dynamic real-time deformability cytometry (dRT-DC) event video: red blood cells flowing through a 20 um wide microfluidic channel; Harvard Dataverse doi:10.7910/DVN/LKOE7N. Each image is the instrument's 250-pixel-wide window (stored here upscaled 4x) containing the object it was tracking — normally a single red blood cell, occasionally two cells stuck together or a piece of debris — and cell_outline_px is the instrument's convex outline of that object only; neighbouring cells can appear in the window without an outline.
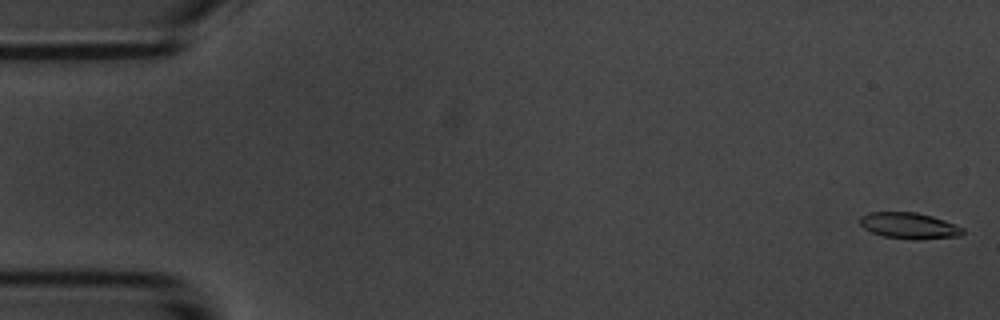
{"species": "common noctule bat (a hibernating species)", "species_latin": "Nyctalus noctula", "temperature_condition": "room temperature", "stored_images_in_passage": 15, "camera_frame_rate_fps": 3000, "um_per_image_px": 0.085, "animal": {"sex": "male", "body_mass_g": 20.1, "forearm_length_mm": 53.5}, "frame": {"image": 1, "passage_image": 1, "time_ms": 0.0, "image_size_px": [1000, 320], "cell_outline_px": [[964, 232], [960, 236], [916, 240], [912, 240], [884, 236], [872, 232], [864, 228], [860, 224], [860, 216], [868, 212], [916, 212], [932, 216], [944, 220], [964, 228]], "centroid_in_image_um": [77.28, 19.18], "position_along_channel_um": 7.7, "area_um2": 15.72}}
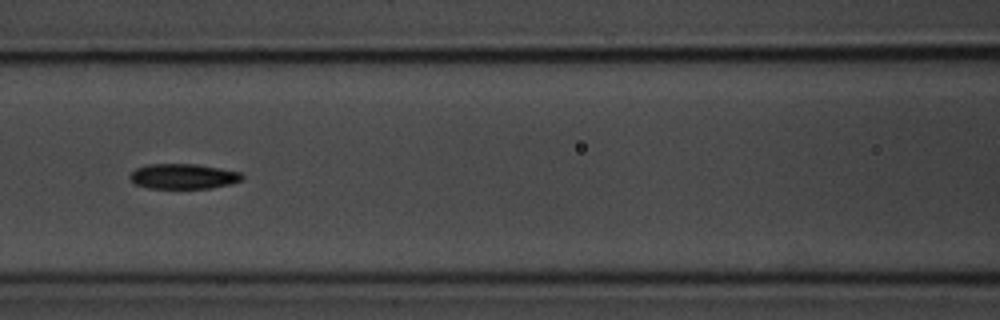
{"frame": {"image": 2, "passage_image": 7, "time_ms": 7.667, "image_size_px": [1000, 320], "cell_outline_px": [[244, 176], [240, 180], [232, 184], [212, 188], [148, 188], [136, 184], [128, 176], [136, 168], [144, 164], [196, 164], [220, 168], [240, 172]], "centroid_in_image_um": [15.58, 14.98], "position_along_channel_um": 151.0, "area_um2": 16.47}}
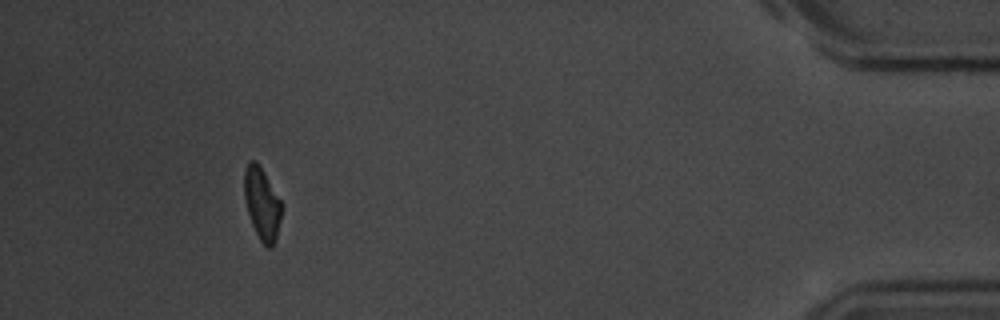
{"frame": {"image": 3, "passage_image": 14, "time_ms": 16.667, "image_size_px": [1000, 320], "cell_outline_px": [[284, 208], [276, 240], [272, 248], [268, 248], [260, 240], [252, 224], [248, 212], [244, 196], [244, 168], [248, 160], [256, 160], [264, 172], [284, 204]], "centroid_in_image_um": [22.3, 17.3], "position_along_channel_um": 412.9, "area_um2": 16.13}, "authors_computed_cell_mechanics": {"area_um2": 16.2418, "velocity_mm_per_s": 3.6248, "shape_relaxation_time_tau1_ms": 2.4808, "shape_relaxation_time_tau2_ms": 5.0428, "deformation_change_tau1": 0.0913, "deformation_change_tau2": 0.0918}}